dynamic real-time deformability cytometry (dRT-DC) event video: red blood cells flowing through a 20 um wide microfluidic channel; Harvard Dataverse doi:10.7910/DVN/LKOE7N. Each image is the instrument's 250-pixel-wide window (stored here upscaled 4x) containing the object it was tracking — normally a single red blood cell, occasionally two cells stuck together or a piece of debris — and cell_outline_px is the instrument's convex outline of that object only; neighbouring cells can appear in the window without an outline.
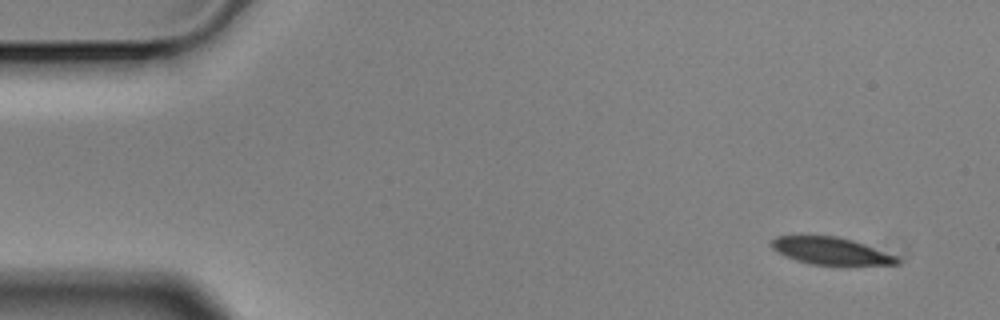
{"species": "Egyptian fruit bat (a non-hibernating species)", "species_latin": "Rousettus aegyptiacus", "temperature_condition": "cold", "stored_images_in_passage": 7, "camera_frame_rate_fps": 3000, "um_per_image_px": 0.085, "animal": {"sex": "male"}, "frame": {"image": 1, "passage_image": 1, "time_ms": 0.0, "image_size_px": [1000, 320], "cell_outline_px": [[900, 264], [812, 264], [796, 260], [784, 256], [776, 252], [772, 248], [772, 240], [776, 236], [836, 236], [852, 240], [900, 256]], "centroid_in_image_um": [70.64, 21.32], "position_along_channel_um": 14.4, "area_um2": 19.71}}
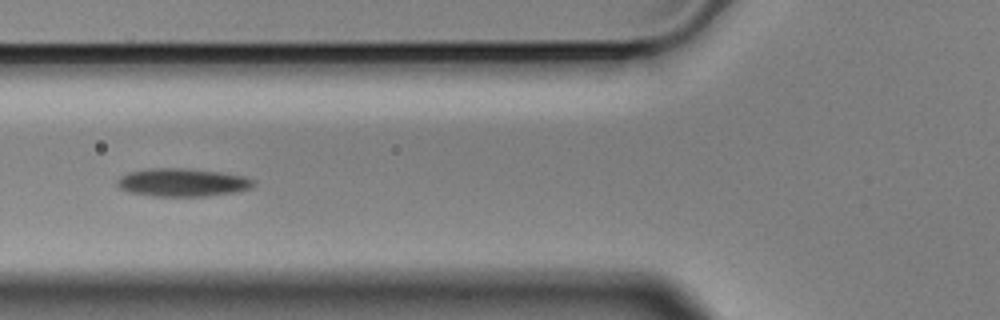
{"frame": {"image": 2, "passage_image": 6, "time_ms": 1.667, "image_size_px": [1000, 320], "cell_outline_px": [[256, 184], [252, 188], [236, 192], [208, 196], [152, 196], [128, 192], [120, 188], [116, 184], [116, 180], [120, 176], [128, 172], [148, 168], [184, 168], [220, 172], [244, 176], [256, 180]], "centroid_in_image_um": [15.51, 15.51], "position_along_channel_um": 110.3, "area_um2": 22.6}}
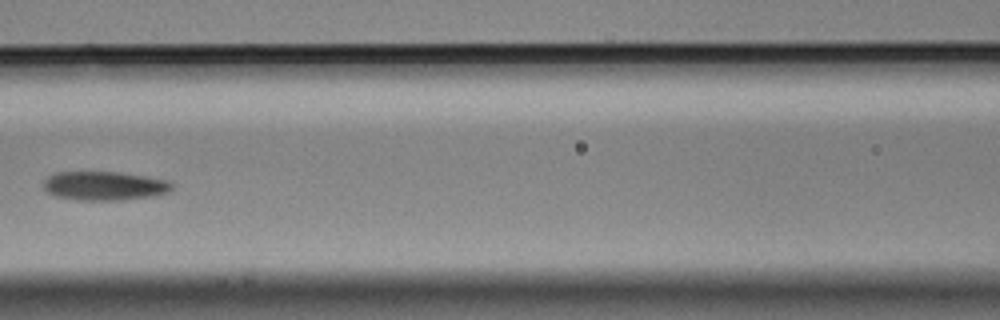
{"frame": {"image": 3, "passage_image": 7, "time_ms": 2.0, "image_size_px": [1000, 320], "cell_outline_px": [[172, 188], [168, 192], [152, 196], [116, 200], [76, 200], [56, 196], [48, 192], [44, 188], [44, 180], [48, 176], [56, 172], [120, 172], [168, 180], [172, 184]], "centroid_in_image_um": [8.85, 15.79], "position_along_channel_um": 157.7, "area_um2": 21.5}}